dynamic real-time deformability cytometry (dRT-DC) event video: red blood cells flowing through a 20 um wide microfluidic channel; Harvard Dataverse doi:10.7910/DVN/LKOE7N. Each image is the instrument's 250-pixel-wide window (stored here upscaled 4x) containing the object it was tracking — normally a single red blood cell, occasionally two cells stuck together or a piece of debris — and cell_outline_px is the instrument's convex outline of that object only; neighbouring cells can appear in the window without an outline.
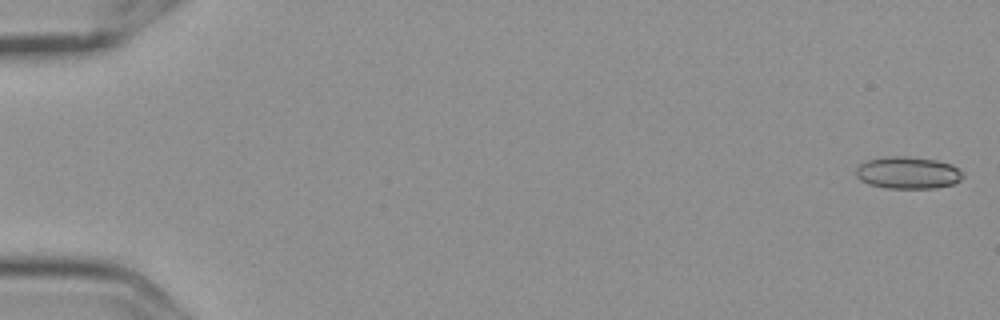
{"species": "Egyptian fruit bat (a non-hibernating species)", "species_latin": "Rousettus aegyptiacus", "temperature_condition": "cold", "stored_images_in_passage": 6, "camera_frame_rate_fps": 3000, "um_per_image_px": 0.085, "frame": {"image": 1, "passage_image": 1, "time_ms": 0.0, "image_size_px": [1000, 320], "cell_outline_px": [[964, 176], [960, 180], [952, 184], [936, 188], [888, 188], [868, 184], [860, 180], [856, 176], [856, 168], [864, 160], [888, 156], [908, 156], [936, 160], [952, 164]], "centroid_in_image_um": [77.13, 14.67], "position_along_channel_um": 7.9, "area_um2": 20.06}}
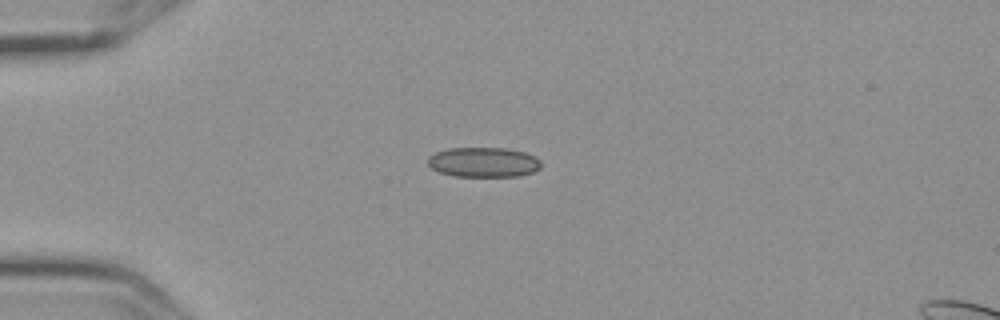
{"frame": {"image": 2, "passage_image": 5, "time_ms": 1.333, "image_size_px": [1000, 320], "cell_outline_px": [[540, 168], [532, 172], [520, 176], [452, 176], [440, 172], [432, 168], [428, 164], [428, 156], [436, 152], [448, 148], [508, 148], [524, 152], [536, 156], [540, 160]], "centroid_in_image_um": [41.1, 13.78], "position_along_channel_um": 43.9, "area_um2": 19.77}}